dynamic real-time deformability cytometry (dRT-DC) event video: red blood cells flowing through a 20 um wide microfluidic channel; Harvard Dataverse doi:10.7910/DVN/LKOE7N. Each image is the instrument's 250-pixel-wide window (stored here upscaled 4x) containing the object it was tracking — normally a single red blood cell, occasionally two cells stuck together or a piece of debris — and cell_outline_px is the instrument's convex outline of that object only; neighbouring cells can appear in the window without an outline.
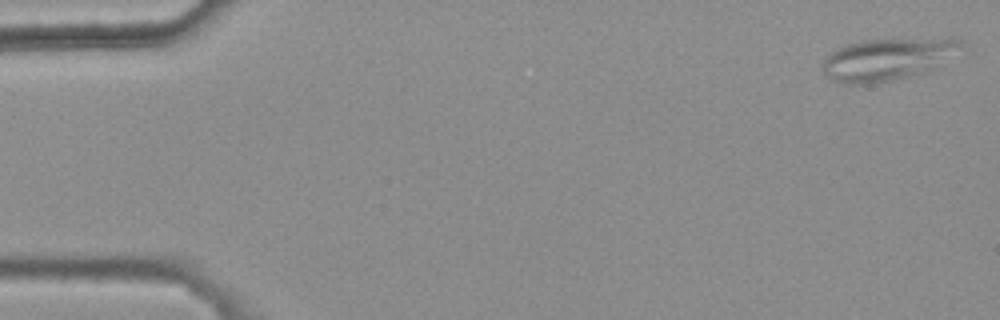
{"species": "common noctule bat (a hibernating species)", "species_latin": "Nyctalus noctula", "temperature_condition": "warm", "stored_images_in_passage": 3, "camera_frame_rate_fps": 3000, "um_per_image_px": 0.085, "animal": {"sex": "female", "body_mass_g": 25.1}, "frame": {"image": 1, "passage_image": 1, "time_ms": 0.0, "image_size_px": [1000, 320], "cell_outline_px": [[964, 44], [932, 68], [908, 76], [868, 84], [848, 84], [832, 80], [824, 72], [824, 60], [832, 52], [848, 44], [864, 40], [948, 36], [952, 36], [960, 40]], "centroid_in_image_um": [75.44, 4.98], "position_along_channel_um": 9.6, "area_um2": 33.41}}